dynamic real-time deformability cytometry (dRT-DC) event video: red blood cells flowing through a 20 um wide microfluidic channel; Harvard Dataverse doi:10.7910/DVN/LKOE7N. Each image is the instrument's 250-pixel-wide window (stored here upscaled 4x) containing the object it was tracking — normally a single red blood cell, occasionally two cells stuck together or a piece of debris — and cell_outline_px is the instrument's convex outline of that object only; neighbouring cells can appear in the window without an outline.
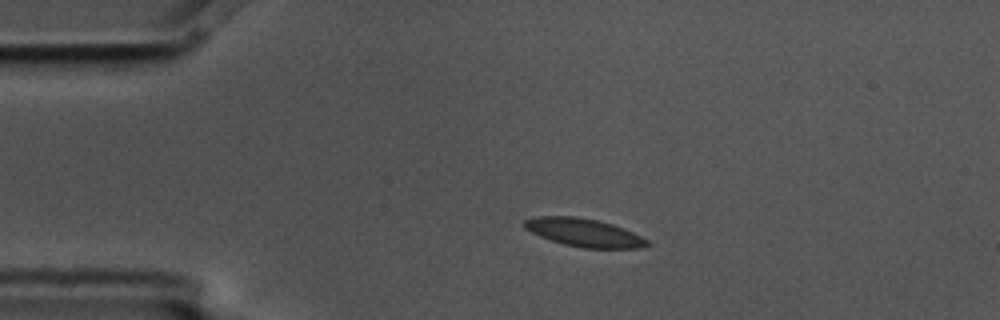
{"species": "common noctule bat (a hibernating species)", "species_latin": "Nyctalus noctula", "temperature_condition": "cold", "stored_images_in_passage": 4, "camera_frame_rate_fps": 3000, "um_per_image_px": 0.085, "animal": {"sex": "male", "body_mass_g": 17.5, "forearm_length_mm": 52.3}, "frame": {"image": 1, "passage_image": 2, "time_ms": 0.333, "image_size_px": [1000, 320], "cell_outline_px": [[652, 244], [644, 248], [584, 248], [564, 244], [540, 236], [524, 228], [524, 220], [536, 216], [576, 216], [596, 220], [612, 224], [624, 228], [648, 240]], "centroid_in_image_um": [49.67, 19.77], "position_along_channel_um": 35.3, "area_um2": 20.06}}
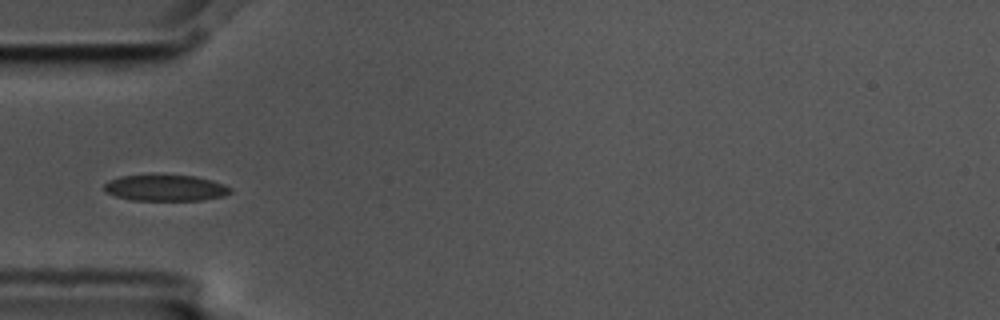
{"frame": {"image": 2, "passage_image": 4, "time_ms": 1.0, "image_size_px": [1000, 320], "cell_outline_px": [[232, 192], [224, 196], [200, 200], [132, 200], [116, 196], [108, 192], [104, 188], [104, 184], [108, 180], [120, 176], [196, 176], [212, 180], [224, 184], [232, 188]], "centroid_in_image_um": [14.11, 15.98], "position_along_channel_um": 70.9, "area_um2": 18.96}}